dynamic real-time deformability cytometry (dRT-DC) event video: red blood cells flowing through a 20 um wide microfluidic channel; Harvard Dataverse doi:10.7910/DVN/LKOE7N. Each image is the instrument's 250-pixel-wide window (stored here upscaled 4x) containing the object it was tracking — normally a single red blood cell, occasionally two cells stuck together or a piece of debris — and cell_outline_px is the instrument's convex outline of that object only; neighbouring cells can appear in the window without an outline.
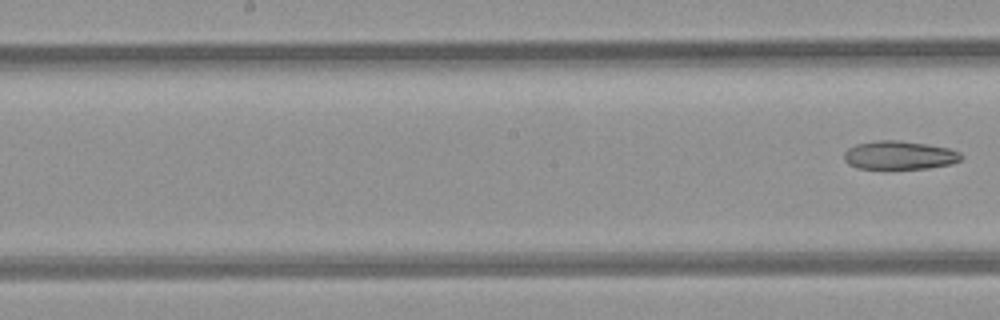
{"species": "common noctule bat (a hibernating species)", "species_latin": "Nyctalus noctula", "temperature_condition": "room temperature", "stored_images_in_passage": 9, "segment_of_instrument_passage": [2, 2], "camera_frame_rate_fps": 3000, "um_per_image_px": 0.085, "animal": {"sex": "female", "body_mass_g": 21.9}, "frame": {"image": 1, "passage_image": 9, "time_ms": 10.0, "image_size_px": [1000, 320], "cell_outline_px": [[964, 156], [960, 160], [948, 164], [928, 168], [856, 168], [848, 164], [844, 160], [844, 152], [848, 148], [856, 144], [876, 140], [900, 140], [928, 144], [948, 148], [960, 152]], "centroid_in_image_um": [76.43, 13.18], "position_along_channel_um": 171.8, "area_um2": 19.42}}